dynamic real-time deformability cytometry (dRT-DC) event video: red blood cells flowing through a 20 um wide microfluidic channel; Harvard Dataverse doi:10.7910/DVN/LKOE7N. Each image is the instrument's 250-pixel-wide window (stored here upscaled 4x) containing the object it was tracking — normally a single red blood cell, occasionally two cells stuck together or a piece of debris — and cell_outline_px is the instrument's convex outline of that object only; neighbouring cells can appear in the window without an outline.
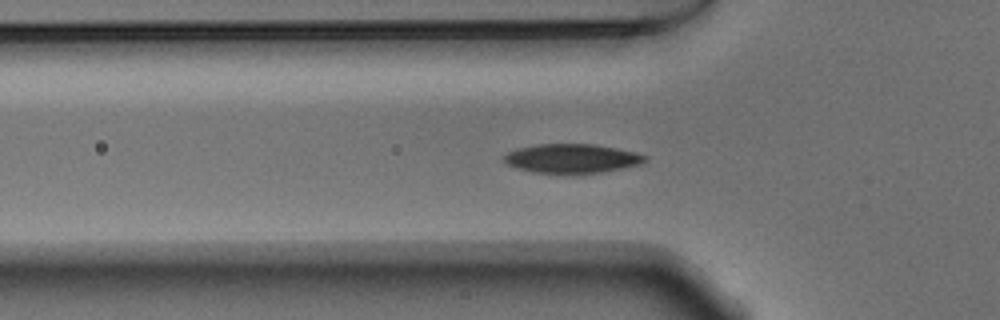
{"species": "Egyptian fruit bat (a non-hibernating species)", "species_latin": "Rousettus aegyptiacus", "temperature_condition": "warm", "stored_images_in_passage": 43, "segment_of_instrument_passage": [1, 2], "camera_frame_rate_fps": 3000, "um_per_image_px": 0.085, "animal": {"sex": "male"}, "frame": {"image": 1, "passage_image": 6, "time_ms": 1.667, "image_size_px": [1000, 320], "cell_outline_px": [[648, 160], [640, 164], [600, 172], [532, 172], [516, 168], [508, 164], [500, 156], [516, 148], [536, 144], [596, 144], [636, 152], [648, 156]], "centroid_in_image_um": [48.58, 13.44], "position_along_channel_um": 77.2, "area_um2": 23.7}}
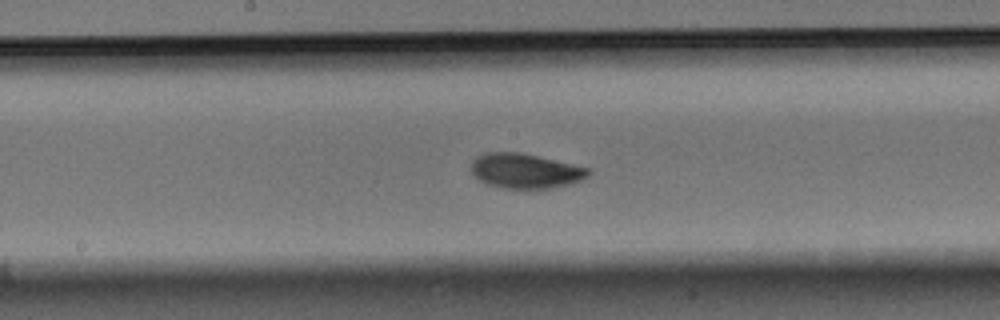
{"frame": {"image": 2, "passage_image": 16, "time_ms": 5.0, "image_size_px": [1000, 320], "cell_outline_px": [[592, 172], [588, 176], [572, 184], [548, 188], [504, 188], [488, 184], [480, 180], [472, 172], [472, 160], [476, 156], [484, 152], [520, 152], [592, 168]], "centroid_in_image_um": [44.69, 14.51], "position_along_channel_um": 203.5, "area_um2": 23.81}}
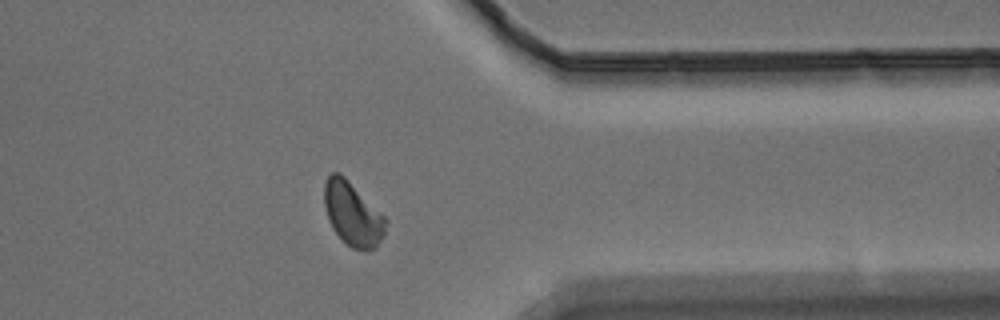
{"frame": {"image": 3, "passage_image": 31, "time_ms": 10.0, "image_size_px": [1000, 320], "cell_outline_px": [[388, 220], [384, 236], [376, 248], [352, 248], [332, 228], [328, 220], [324, 204], [324, 184], [328, 176], [332, 172], [340, 172]], "centroid_in_image_um": [29.97, 18.16], "position_along_channel_um": 381.4, "area_um2": 22.43}}